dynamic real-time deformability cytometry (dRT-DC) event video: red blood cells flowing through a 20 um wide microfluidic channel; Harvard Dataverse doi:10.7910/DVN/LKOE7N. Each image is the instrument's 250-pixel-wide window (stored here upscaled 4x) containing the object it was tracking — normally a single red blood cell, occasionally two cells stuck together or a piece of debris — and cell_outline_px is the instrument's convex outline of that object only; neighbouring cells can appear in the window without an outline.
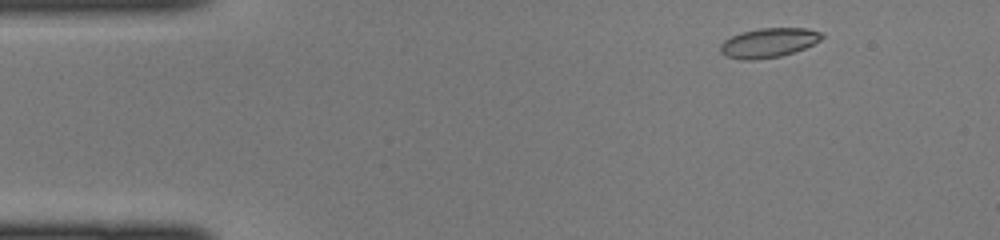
{"species": "common noctule bat (a hibernating species)", "species_latin": "Nyctalus noctula", "temperature_condition": "cold", "stored_images_in_passage": 40, "camera_frame_rate_fps": 3000, "um_per_image_px": 0.085, "animal": {"sex": "female", "body_mass_g": 22.0, "forearm_length_mm": 56.7}, "frame": {"image": 1, "passage_image": 1, "time_ms": 0.0, "image_size_px": [1000, 240], "cell_outline_px": [[824, 36], [820, 40], [804, 48], [780, 56], [752, 60], [740, 60], [724, 56], [720, 52], [720, 44], [724, 40], [740, 32], [760, 28], [808, 28], [824, 32]], "centroid_in_image_um": [65.31, 3.63], "position_along_channel_um": 19.7, "area_um2": 17.51}}
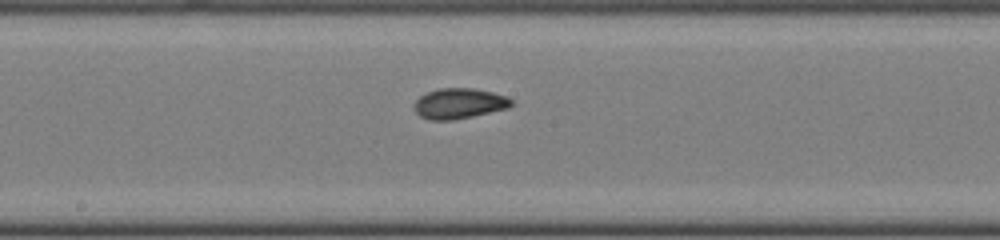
{"frame": {"image": 2, "passage_image": 19, "time_ms": 6.0, "image_size_px": [1000, 240], "cell_outline_px": [[512, 104], [508, 108], [472, 116], [452, 120], [428, 120], [420, 116], [412, 108], [412, 104], [420, 96], [436, 88], [476, 88], [508, 96], [512, 100]], "centroid_in_image_um": [39.0, 8.79], "position_along_channel_um": 209.2, "area_um2": 17.4}}
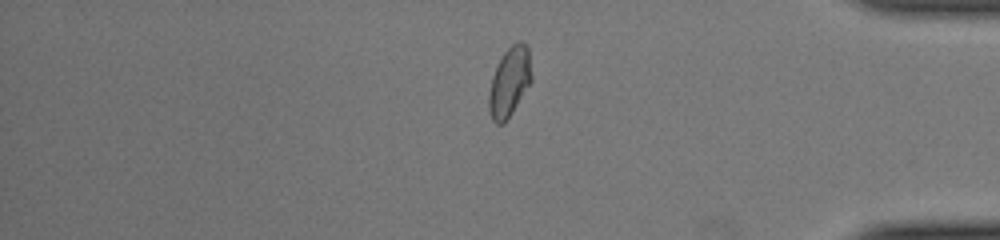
{"frame": {"image": 3, "passage_image": 33, "time_ms": 10.667, "image_size_px": [1000, 240], "cell_outline_px": [[532, 80], [512, 112], [504, 124], [496, 124], [492, 120], [488, 108], [488, 96], [492, 76], [496, 64], [504, 52], [516, 40], [520, 40], [528, 48], [532, 76]], "centroid_in_image_um": [43.29, 6.95], "position_along_channel_um": 391.9, "area_um2": 17.34}}